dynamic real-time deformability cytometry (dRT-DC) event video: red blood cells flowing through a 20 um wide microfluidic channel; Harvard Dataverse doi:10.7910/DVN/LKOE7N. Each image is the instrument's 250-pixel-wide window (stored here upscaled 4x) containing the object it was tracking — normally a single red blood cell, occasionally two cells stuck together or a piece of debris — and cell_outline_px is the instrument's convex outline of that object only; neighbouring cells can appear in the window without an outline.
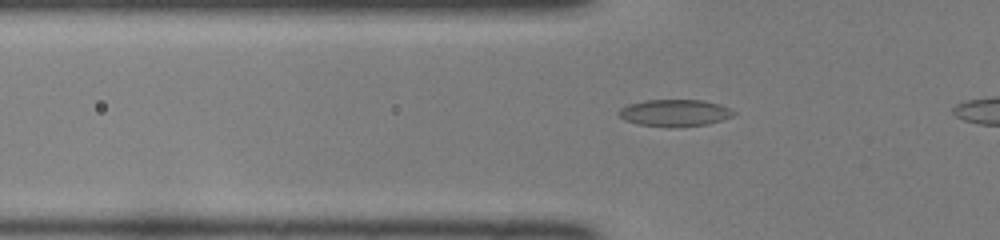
{"species": "common noctule bat (a hibernating species)", "species_latin": "Nyctalus noctula", "temperature_condition": "room temperature", "stored_images_in_passage": 35, "camera_frame_rate_fps": 3000, "um_per_image_px": 0.085, "animal": {"sex": "female", "body_mass_g": 22.0, "forearm_length_mm": 56.7}, "frame": {"image": 1, "passage_image": 11, "time_ms": 3.333, "image_size_px": [1000, 240], "cell_outline_px": [[736, 112], [732, 116], [708, 124], [636, 124], [624, 120], [616, 112], [620, 108], [628, 104], [644, 100], [704, 100], [720, 104]], "centroid_in_image_um": [57.32, 9.54], "position_along_channel_um": 68.5, "area_um2": 17.17}}
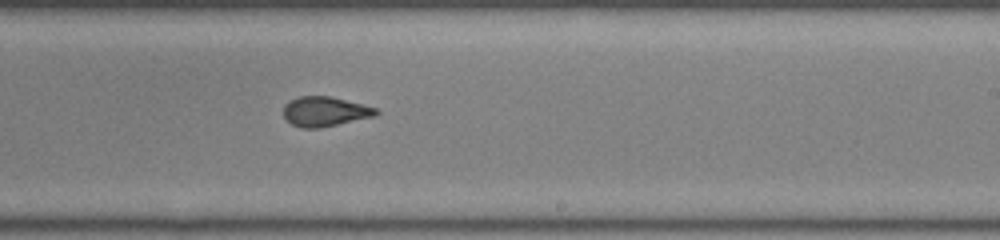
{"frame": {"image": 2, "passage_image": 25, "time_ms": 8.0, "image_size_px": [1000, 240], "cell_outline_px": [[380, 112], [376, 116], [320, 128], [300, 128], [292, 124], [284, 116], [284, 104], [288, 100], [300, 96], [332, 96], [376, 108]], "centroid_in_image_um": [27.61, 9.47], "position_along_channel_um": 261.4, "area_um2": 16.13}}
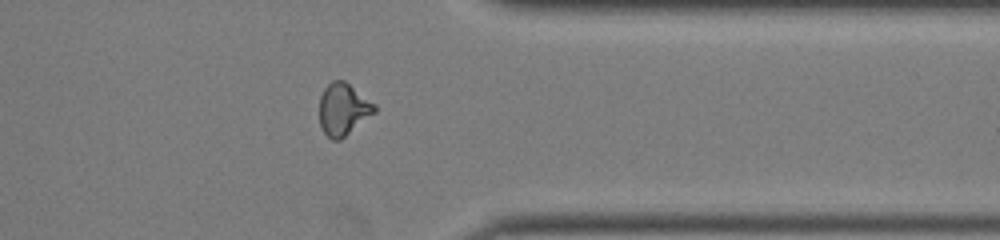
{"frame": {"image": 3, "passage_image": 34, "time_ms": 11.0, "image_size_px": [1000, 240], "cell_outline_px": [[376, 112], [340, 140], [332, 140], [324, 132], [320, 124], [320, 96], [324, 88], [332, 80], [344, 80], [376, 104]], "centroid_in_image_um": [29.18, 9.28], "position_along_channel_um": 382.2, "area_um2": 16.7}}